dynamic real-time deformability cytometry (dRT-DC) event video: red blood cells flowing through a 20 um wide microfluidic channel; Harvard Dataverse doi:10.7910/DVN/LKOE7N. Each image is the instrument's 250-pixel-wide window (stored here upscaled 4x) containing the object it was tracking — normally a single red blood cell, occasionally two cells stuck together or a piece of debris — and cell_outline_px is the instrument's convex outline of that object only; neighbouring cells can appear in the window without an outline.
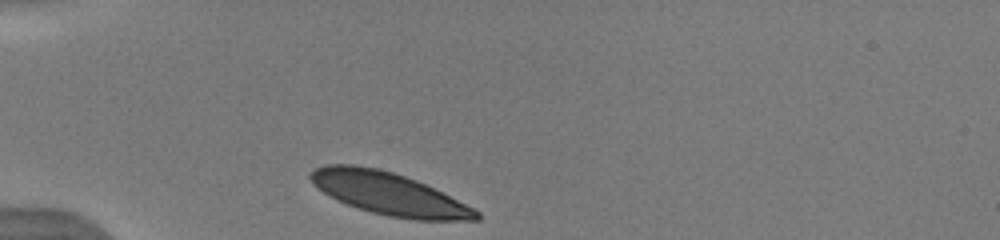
{"species": "human", "species_latin": "Homo sapiens", "temperature_condition": "warm", "stored_images_in_passage": 30, "camera_frame_rate_fps": 3000, "um_per_image_px": 0.085, "donor": {"sex": "male"}, "frame": {"image": 1, "passage_image": 1, "time_ms": 0.0, "image_size_px": [1000, 240], "cell_outline_px": [[480, 220], [416, 220], [388, 216], [372, 212], [348, 204], [328, 196], [312, 184], [308, 176], [316, 168], [324, 164], [356, 164], [376, 168], [392, 172], [416, 180], [480, 212]], "centroid_in_image_um": [32.99, 16.45], "position_along_channel_um": 52.0, "area_um2": 40.46}}
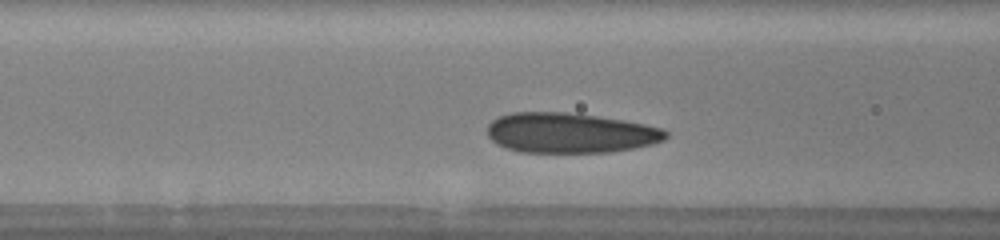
{"frame": {"image": 2, "passage_image": 10, "time_ms": 2.333, "image_size_px": [1000, 240], "cell_outline_px": [[668, 136], [664, 140], [652, 144], [636, 148], [608, 152], [520, 152], [496, 144], [488, 136], [488, 124], [496, 116], [512, 112], [564, 112], [596, 116], [624, 120], [664, 128], [668, 132]], "centroid_in_image_um": [48.46, 11.29], "position_along_channel_um": 118.1, "area_um2": 41.91}, "authors_computed_cell_mechanics": {"area_um2": 41.616, "velocity_mm_per_s": 3.8511, "shape_relaxation_time_tau1_ms": 2.5932, "shape_relaxation_time_tau2_ms": null, "deformation_change_tau1": 0.0691, "deformation_change_tau2": null}}